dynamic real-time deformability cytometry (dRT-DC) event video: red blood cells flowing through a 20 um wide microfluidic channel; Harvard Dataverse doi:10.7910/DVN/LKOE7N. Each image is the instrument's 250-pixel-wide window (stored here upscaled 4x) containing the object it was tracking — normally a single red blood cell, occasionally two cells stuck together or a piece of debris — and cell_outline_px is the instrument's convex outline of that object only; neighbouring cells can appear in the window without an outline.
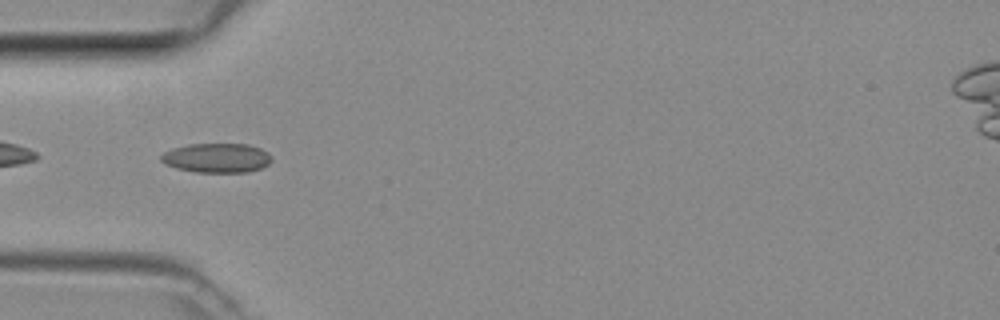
{"species": "common noctule bat (a hibernating species)", "species_latin": "Nyctalus noctula", "temperature_condition": "room temperature", "stored_images_in_passage": 33, "camera_frame_rate_fps": 3000, "um_per_image_px": 0.085, "animal": {"sex": "female", "body_mass_g": 29.2, "forearm_length_mm": 56.3}, "frame": {"image": 1, "passage_image": 1, "time_ms": 0.0, "image_size_px": [1000, 320], "cell_outline_px": [[272, 160], [268, 164], [260, 168], [248, 172], [196, 172], [176, 168], [164, 164], [160, 160], [160, 156], [164, 152], [172, 148], [188, 144], [248, 144], [260, 148], [268, 152]], "centroid_in_image_um": [18.4, 13.42], "position_along_channel_um": 66.6, "area_um2": 19.02}}
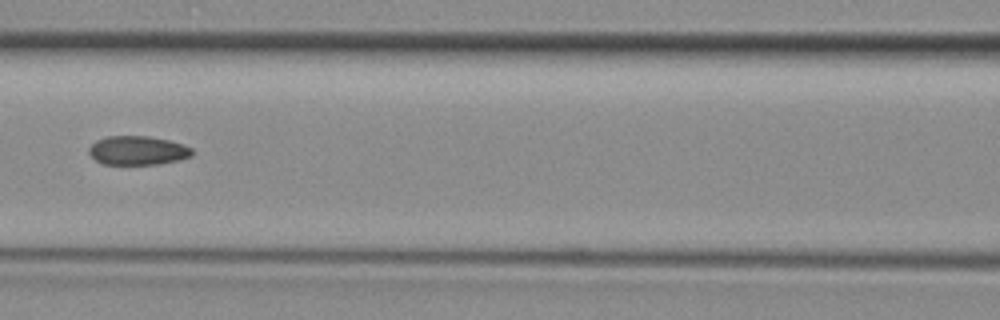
{"frame": {"image": 2, "passage_image": 7, "time_ms": 2.0, "image_size_px": [1000, 320], "cell_outline_px": [[192, 156], [176, 160], [156, 164], [104, 164], [96, 160], [88, 152], [88, 148], [96, 140], [108, 136], [148, 136], [168, 140], [192, 148]], "centroid_in_image_um": [11.67, 12.78], "position_along_channel_um": 154.9, "area_um2": 17.17}}
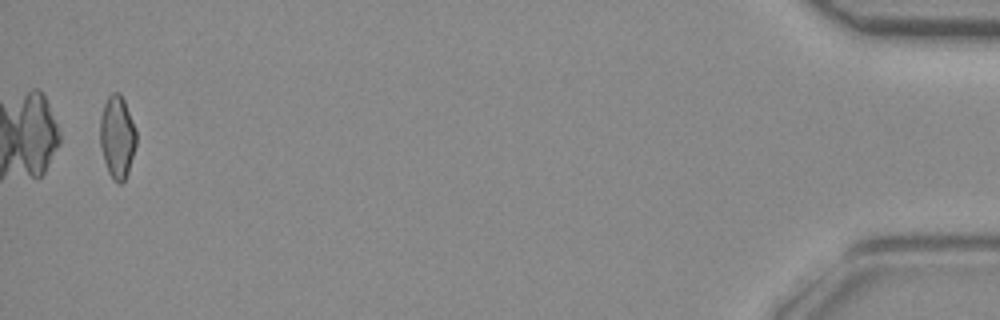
{"frame": {"image": 3, "passage_image": 32, "time_ms": 10.333, "image_size_px": [1000, 320], "cell_outline_px": [[136, 144], [128, 172], [124, 180], [120, 184], [112, 180], [108, 172], [104, 160], [100, 144], [100, 116], [104, 104], [108, 96], [112, 92], [120, 92], [124, 100], [136, 128]], "centroid_in_image_um": [9.96, 11.63], "position_along_channel_um": 425.2, "area_um2": 17.51}}